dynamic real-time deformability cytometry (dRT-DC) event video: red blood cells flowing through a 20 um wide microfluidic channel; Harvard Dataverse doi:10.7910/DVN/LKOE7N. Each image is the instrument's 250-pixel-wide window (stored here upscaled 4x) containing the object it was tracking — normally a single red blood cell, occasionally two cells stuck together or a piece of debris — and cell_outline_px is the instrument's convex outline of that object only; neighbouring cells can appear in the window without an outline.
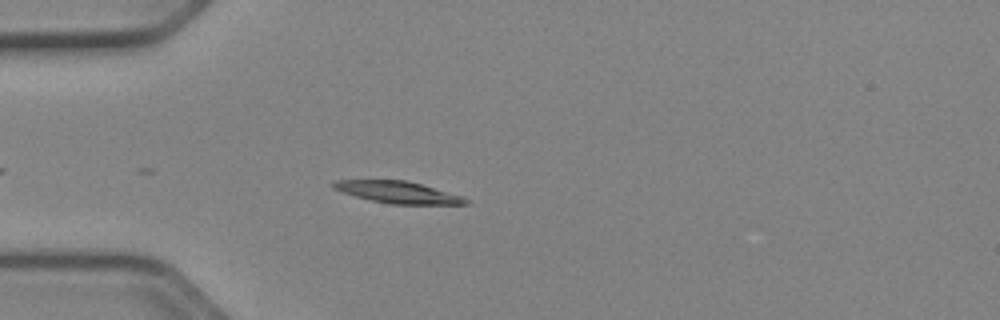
{"species": "Egyptian fruit bat (a non-hibernating species)", "species_latin": "Rousettus aegyptiacus", "temperature_condition": "cold", "stored_images_in_passage": 14, "camera_frame_rate_fps": 3000, "um_per_image_px": 0.085, "animal": {"sex": "female"}, "frame": {"image": 1, "passage_image": 6, "time_ms": 1.667, "image_size_px": [1000, 320], "cell_outline_px": [[468, 204], [388, 204], [368, 200], [332, 188], [332, 184], [336, 180], [408, 180], [460, 196], [468, 200]], "centroid_in_image_um": [33.77, 16.34], "position_along_channel_um": 51.2, "area_um2": 16.59}}
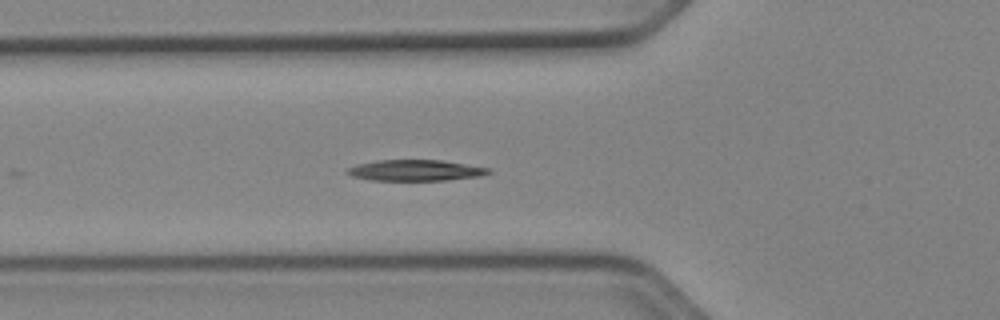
{"frame": {"image": 2, "passage_image": 10, "time_ms": 3.0, "image_size_px": [1000, 320], "cell_outline_px": [[492, 172], [480, 176], [444, 180], [372, 180], [352, 176], [344, 172], [348, 168], [356, 164], [376, 160], [440, 160], [492, 168]], "centroid_in_image_um": [35.31, 14.47], "position_along_channel_um": 90.5, "area_um2": 17.28}}